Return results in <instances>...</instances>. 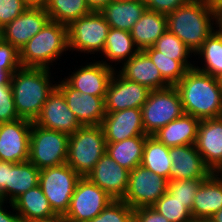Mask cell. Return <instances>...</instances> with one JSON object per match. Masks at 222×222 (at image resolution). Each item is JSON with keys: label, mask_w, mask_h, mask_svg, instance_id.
<instances>
[{"label": "cell", "mask_w": 222, "mask_h": 222, "mask_svg": "<svg viewBox=\"0 0 222 222\" xmlns=\"http://www.w3.org/2000/svg\"><path fill=\"white\" fill-rule=\"evenodd\" d=\"M166 18L167 31L175 34L194 54L215 30L216 11L207 0H192Z\"/></svg>", "instance_id": "2"}, {"label": "cell", "mask_w": 222, "mask_h": 222, "mask_svg": "<svg viewBox=\"0 0 222 222\" xmlns=\"http://www.w3.org/2000/svg\"><path fill=\"white\" fill-rule=\"evenodd\" d=\"M32 222H68L64 216L56 215L49 219H43V220H35Z\"/></svg>", "instance_id": "50"}, {"label": "cell", "mask_w": 222, "mask_h": 222, "mask_svg": "<svg viewBox=\"0 0 222 222\" xmlns=\"http://www.w3.org/2000/svg\"><path fill=\"white\" fill-rule=\"evenodd\" d=\"M80 178L67 163L40 170L39 186L56 215L66 214Z\"/></svg>", "instance_id": "8"}, {"label": "cell", "mask_w": 222, "mask_h": 222, "mask_svg": "<svg viewBox=\"0 0 222 222\" xmlns=\"http://www.w3.org/2000/svg\"><path fill=\"white\" fill-rule=\"evenodd\" d=\"M105 152L106 140L101 125L81 126L69 136L66 163L81 177H86Z\"/></svg>", "instance_id": "5"}, {"label": "cell", "mask_w": 222, "mask_h": 222, "mask_svg": "<svg viewBox=\"0 0 222 222\" xmlns=\"http://www.w3.org/2000/svg\"><path fill=\"white\" fill-rule=\"evenodd\" d=\"M9 177V162L0 161V198L6 201V184Z\"/></svg>", "instance_id": "44"}, {"label": "cell", "mask_w": 222, "mask_h": 222, "mask_svg": "<svg viewBox=\"0 0 222 222\" xmlns=\"http://www.w3.org/2000/svg\"><path fill=\"white\" fill-rule=\"evenodd\" d=\"M199 222H214L211 218L199 220Z\"/></svg>", "instance_id": "54"}, {"label": "cell", "mask_w": 222, "mask_h": 222, "mask_svg": "<svg viewBox=\"0 0 222 222\" xmlns=\"http://www.w3.org/2000/svg\"><path fill=\"white\" fill-rule=\"evenodd\" d=\"M141 112L145 134L148 136H153L160 128L185 113L175 86L150 90Z\"/></svg>", "instance_id": "6"}, {"label": "cell", "mask_w": 222, "mask_h": 222, "mask_svg": "<svg viewBox=\"0 0 222 222\" xmlns=\"http://www.w3.org/2000/svg\"><path fill=\"white\" fill-rule=\"evenodd\" d=\"M147 136H134L116 143H106V152L120 166L131 171L141 165Z\"/></svg>", "instance_id": "29"}, {"label": "cell", "mask_w": 222, "mask_h": 222, "mask_svg": "<svg viewBox=\"0 0 222 222\" xmlns=\"http://www.w3.org/2000/svg\"><path fill=\"white\" fill-rule=\"evenodd\" d=\"M167 31L166 14L145 10L130 31L139 50L151 47Z\"/></svg>", "instance_id": "27"}, {"label": "cell", "mask_w": 222, "mask_h": 222, "mask_svg": "<svg viewBox=\"0 0 222 222\" xmlns=\"http://www.w3.org/2000/svg\"><path fill=\"white\" fill-rule=\"evenodd\" d=\"M0 67L5 70H18L21 67L19 51L0 37Z\"/></svg>", "instance_id": "41"}, {"label": "cell", "mask_w": 222, "mask_h": 222, "mask_svg": "<svg viewBox=\"0 0 222 222\" xmlns=\"http://www.w3.org/2000/svg\"><path fill=\"white\" fill-rule=\"evenodd\" d=\"M159 69L162 77L175 86L185 75L187 69L175 57L157 56V50L151 46L143 50Z\"/></svg>", "instance_id": "35"}, {"label": "cell", "mask_w": 222, "mask_h": 222, "mask_svg": "<svg viewBox=\"0 0 222 222\" xmlns=\"http://www.w3.org/2000/svg\"><path fill=\"white\" fill-rule=\"evenodd\" d=\"M215 22H216L215 25L217 27L216 30L222 36V9L216 11V20H215Z\"/></svg>", "instance_id": "49"}, {"label": "cell", "mask_w": 222, "mask_h": 222, "mask_svg": "<svg viewBox=\"0 0 222 222\" xmlns=\"http://www.w3.org/2000/svg\"><path fill=\"white\" fill-rule=\"evenodd\" d=\"M215 11L222 9V0H207Z\"/></svg>", "instance_id": "51"}, {"label": "cell", "mask_w": 222, "mask_h": 222, "mask_svg": "<svg viewBox=\"0 0 222 222\" xmlns=\"http://www.w3.org/2000/svg\"><path fill=\"white\" fill-rule=\"evenodd\" d=\"M139 51L130 32L110 28L102 53L112 63L123 64Z\"/></svg>", "instance_id": "31"}, {"label": "cell", "mask_w": 222, "mask_h": 222, "mask_svg": "<svg viewBox=\"0 0 222 222\" xmlns=\"http://www.w3.org/2000/svg\"><path fill=\"white\" fill-rule=\"evenodd\" d=\"M45 9L51 21L65 26L92 12L85 0H48Z\"/></svg>", "instance_id": "32"}, {"label": "cell", "mask_w": 222, "mask_h": 222, "mask_svg": "<svg viewBox=\"0 0 222 222\" xmlns=\"http://www.w3.org/2000/svg\"><path fill=\"white\" fill-rule=\"evenodd\" d=\"M152 207L169 222H192L194 220L185 204L173 198L168 192L161 196Z\"/></svg>", "instance_id": "36"}, {"label": "cell", "mask_w": 222, "mask_h": 222, "mask_svg": "<svg viewBox=\"0 0 222 222\" xmlns=\"http://www.w3.org/2000/svg\"><path fill=\"white\" fill-rule=\"evenodd\" d=\"M67 28L70 51L87 54L103 52L110 26L100 12L92 11L73 21Z\"/></svg>", "instance_id": "9"}, {"label": "cell", "mask_w": 222, "mask_h": 222, "mask_svg": "<svg viewBox=\"0 0 222 222\" xmlns=\"http://www.w3.org/2000/svg\"><path fill=\"white\" fill-rule=\"evenodd\" d=\"M27 8L23 0H0V30Z\"/></svg>", "instance_id": "40"}, {"label": "cell", "mask_w": 222, "mask_h": 222, "mask_svg": "<svg viewBox=\"0 0 222 222\" xmlns=\"http://www.w3.org/2000/svg\"><path fill=\"white\" fill-rule=\"evenodd\" d=\"M153 47L157 50V56L175 57L187 70L194 67L188 61L192 51L175 34L166 31L155 42ZM191 53V54H190Z\"/></svg>", "instance_id": "34"}, {"label": "cell", "mask_w": 222, "mask_h": 222, "mask_svg": "<svg viewBox=\"0 0 222 222\" xmlns=\"http://www.w3.org/2000/svg\"><path fill=\"white\" fill-rule=\"evenodd\" d=\"M211 219L214 222H222V209H220L218 212H216Z\"/></svg>", "instance_id": "52"}, {"label": "cell", "mask_w": 222, "mask_h": 222, "mask_svg": "<svg viewBox=\"0 0 222 222\" xmlns=\"http://www.w3.org/2000/svg\"><path fill=\"white\" fill-rule=\"evenodd\" d=\"M17 70H5L3 67H0V84H10L12 74Z\"/></svg>", "instance_id": "47"}, {"label": "cell", "mask_w": 222, "mask_h": 222, "mask_svg": "<svg viewBox=\"0 0 222 222\" xmlns=\"http://www.w3.org/2000/svg\"><path fill=\"white\" fill-rule=\"evenodd\" d=\"M133 222H169L152 206L140 207L133 211Z\"/></svg>", "instance_id": "43"}, {"label": "cell", "mask_w": 222, "mask_h": 222, "mask_svg": "<svg viewBox=\"0 0 222 222\" xmlns=\"http://www.w3.org/2000/svg\"><path fill=\"white\" fill-rule=\"evenodd\" d=\"M146 9L158 13L169 14L192 0H144Z\"/></svg>", "instance_id": "42"}, {"label": "cell", "mask_w": 222, "mask_h": 222, "mask_svg": "<svg viewBox=\"0 0 222 222\" xmlns=\"http://www.w3.org/2000/svg\"><path fill=\"white\" fill-rule=\"evenodd\" d=\"M204 179H178L168 181L167 192L173 197L185 204V207L191 212L195 194L198 191Z\"/></svg>", "instance_id": "37"}, {"label": "cell", "mask_w": 222, "mask_h": 222, "mask_svg": "<svg viewBox=\"0 0 222 222\" xmlns=\"http://www.w3.org/2000/svg\"><path fill=\"white\" fill-rule=\"evenodd\" d=\"M195 54L202 57L204 67L194 66V68L213 77H217L222 73V36L216 29Z\"/></svg>", "instance_id": "33"}, {"label": "cell", "mask_w": 222, "mask_h": 222, "mask_svg": "<svg viewBox=\"0 0 222 222\" xmlns=\"http://www.w3.org/2000/svg\"><path fill=\"white\" fill-rule=\"evenodd\" d=\"M67 26L49 20L19 51L21 67L46 68L68 51Z\"/></svg>", "instance_id": "4"}, {"label": "cell", "mask_w": 222, "mask_h": 222, "mask_svg": "<svg viewBox=\"0 0 222 222\" xmlns=\"http://www.w3.org/2000/svg\"><path fill=\"white\" fill-rule=\"evenodd\" d=\"M133 211L123 200H113L89 222H133Z\"/></svg>", "instance_id": "38"}, {"label": "cell", "mask_w": 222, "mask_h": 222, "mask_svg": "<svg viewBox=\"0 0 222 222\" xmlns=\"http://www.w3.org/2000/svg\"><path fill=\"white\" fill-rule=\"evenodd\" d=\"M39 177L40 170L29 160L21 163L9 162L6 201L13 203L24 192L39 185Z\"/></svg>", "instance_id": "28"}, {"label": "cell", "mask_w": 222, "mask_h": 222, "mask_svg": "<svg viewBox=\"0 0 222 222\" xmlns=\"http://www.w3.org/2000/svg\"><path fill=\"white\" fill-rule=\"evenodd\" d=\"M33 123L41 128L55 130L69 136L82 126L57 87L49 94Z\"/></svg>", "instance_id": "14"}, {"label": "cell", "mask_w": 222, "mask_h": 222, "mask_svg": "<svg viewBox=\"0 0 222 222\" xmlns=\"http://www.w3.org/2000/svg\"><path fill=\"white\" fill-rule=\"evenodd\" d=\"M91 11H101L112 0H85Z\"/></svg>", "instance_id": "46"}, {"label": "cell", "mask_w": 222, "mask_h": 222, "mask_svg": "<svg viewBox=\"0 0 222 222\" xmlns=\"http://www.w3.org/2000/svg\"><path fill=\"white\" fill-rule=\"evenodd\" d=\"M145 10L144 0H112L99 12L110 28L130 32Z\"/></svg>", "instance_id": "24"}, {"label": "cell", "mask_w": 222, "mask_h": 222, "mask_svg": "<svg viewBox=\"0 0 222 222\" xmlns=\"http://www.w3.org/2000/svg\"><path fill=\"white\" fill-rule=\"evenodd\" d=\"M50 69L20 67L12 74L11 88L16 112L21 119L34 122L56 84L51 83Z\"/></svg>", "instance_id": "3"}, {"label": "cell", "mask_w": 222, "mask_h": 222, "mask_svg": "<svg viewBox=\"0 0 222 222\" xmlns=\"http://www.w3.org/2000/svg\"><path fill=\"white\" fill-rule=\"evenodd\" d=\"M200 120L184 113L160 128L153 136L167 147L195 144Z\"/></svg>", "instance_id": "25"}, {"label": "cell", "mask_w": 222, "mask_h": 222, "mask_svg": "<svg viewBox=\"0 0 222 222\" xmlns=\"http://www.w3.org/2000/svg\"><path fill=\"white\" fill-rule=\"evenodd\" d=\"M69 135L32 122L29 161L39 170L66 163Z\"/></svg>", "instance_id": "7"}, {"label": "cell", "mask_w": 222, "mask_h": 222, "mask_svg": "<svg viewBox=\"0 0 222 222\" xmlns=\"http://www.w3.org/2000/svg\"><path fill=\"white\" fill-rule=\"evenodd\" d=\"M141 165L170 181L172 160L169 155V147L154 136H147Z\"/></svg>", "instance_id": "30"}, {"label": "cell", "mask_w": 222, "mask_h": 222, "mask_svg": "<svg viewBox=\"0 0 222 222\" xmlns=\"http://www.w3.org/2000/svg\"><path fill=\"white\" fill-rule=\"evenodd\" d=\"M24 4L28 8H42L45 9L48 3V0H23Z\"/></svg>", "instance_id": "48"}, {"label": "cell", "mask_w": 222, "mask_h": 222, "mask_svg": "<svg viewBox=\"0 0 222 222\" xmlns=\"http://www.w3.org/2000/svg\"><path fill=\"white\" fill-rule=\"evenodd\" d=\"M32 122L17 119L0 124V161L21 163L29 160Z\"/></svg>", "instance_id": "12"}, {"label": "cell", "mask_w": 222, "mask_h": 222, "mask_svg": "<svg viewBox=\"0 0 222 222\" xmlns=\"http://www.w3.org/2000/svg\"><path fill=\"white\" fill-rule=\"evenodd\" d=\"M117 74V75H116ZM150 90L139 83L129 81L114 71L107 86L105 112H116L129 108L141 109Z\"/></svg>", "instance_id": "13"}, {"label": "cell", "mask_w": 222, "mask_h": 222, "mask_svg": "<svg viewBox=\"0 0 222 222\" xmlns=\"http://www.w3.org/2000/svg\"><path fill=\"white\" fill-rule=\"evenodd\" d=\"M56 83V87L62 92L69 109L82 126L101 125L105 112V97L93 96L82 93L72 88L64 79Z\"/></svg>", "instance_id": "15"}, {"label": "cell", "mask_w": 222, "mask_h": 222, "mask_svg": "<svg viewBox=\"0 0 222 222\" xmlns=\"http://www.w3.org/2000/svg\"><path fill=\"white\" fill-rule=\"evenodd\" d=\"M19 119L10 84H0V124Z\"/></svg>", "instance_id": "39"}, {"label": "cell", "mask_w": 222, "mask_h": 222, "mask_svg": "<svg viewBox=\"0 0 222 222\" xmlns=\"http://www.w3.org/2000/svg\"><path fill=\"white\" fill-rule=\"evenodd\" d=\"M115 67L105 61L90 62L81 66L71 76L64 80L75 90L93 96L105 97L107 86L113 75Z\"/></svg>", "instance_id": "19"}, {"label": "cell", "mask_w": 222, "mask_h": 222, "mask_svg": "<svg viewBox=\"0 0 222 222\" xmlns=\"http://www.w3.org/2000/svg\"><path fill=\"white\" fill-rule=\"evenodd\" d=\"M170 180L206 179L212 171L205 165L195 144L169 147Z\"/></svg>", "instance_id": "21"}, {"label": "cell", "mask_w": 222, "mask_h": 222, "mask_svg": "<svg viewBox=\"0 0 222 222\" xmlns=\"http://www.w3.org/2000/svg\"><path fill=\"white\" fill-rule=\"evenodd\" d=\"M122 66L121 70L117 72L127 80L144 85L149 90L164 89L171 86L143 50L133 55Z\"/></svg>", "instance_id": "22"}, {"label": "cell", "mask_w": 222, "mask_h": 222, "mask_svg": "<svg viewBox=\"0 0 222 222\" xmlns=\"http://www.w3.org/2000/svg\"><path fill=\"white\" fill-rule=\"evenodd\" d=\"M205 165L222 172V117L200 120L195 143Z\"/></svg>", "instance_id": "18"}, {"label": "cell", "mask_w": 222, "mask_h": 222, "mask_svg": "<svg viewBox=\"0 0 222 222\" xmlns=\"http://www.w3.org/2000/svg\"><path fill=\"white\" fill-rule=\"evenodd\" d=\"M4 203L6 202H1L0 203V222H23L22 219L20 218V216L15 213L12 212H7V209L5 210L4 207ZM12 213V214H11Z\"/></svg>", "instance_id": "45"}, {"label": "cell", "mask_w": 222, "mask_h": 222, "mask_svg": "<svg viewBox=\"0 0 222 222\" xmlns=\"http://www.w3.org/2000/svg\"><path fill=\"white\" fill-rule=\"evenodd\" d=\"M101 127L106 143H116L134 136H148L145 134L141 109L137 108L106 112Z\"/></svg>", "instance_id": "20"}, {"label": "cell", "mask_w": 222, "mask_h": 222, "mask_svg": "<svg viewBox=\"0 0 222 222\" xmlns=\"http://www.w3.org/2000/svg\"><path fill=\"white\" fill-rule=\"evenodd\" d=\"M9 204L14 209L13 212H17L23 222L49 219L56 216L39 185L24 192L13 203Z\"/></svg>", "instance_id": "26"}, {"label": "cell", "mask_w": 222, "mask_h": 222, "mask_svg": "<svg viewBox=\"0 0 222 222\" xmlns=\"http://www.w3.org/2000/svg\"><path fill=\"white\" fill-rule=\"evenodd\" d=\"M49 20L46 9L27 8L0 30V37L20 51Z\"/></svg>", "instance_id": "17"}, {"label": "cell", "mask_w": 222, "mask_h": 222, "mask_svg": "<svg viewBox=\"0 0 222 222\" xmlns=\"http://www.w3.org/2000/svg\"><path fill=\"white\" fill-rule=\"evenodd\" d=\"M175 87L186 114L199 120L222 117V89L216 77L193 67Z\"/></svg>", "instance_id": "1"}, {"label": "cell", "mask_w": 222, "mask_h": 222, "mask_svg": "<svg viewBox=\"0 0 222 222\" xmlns=\"http://www.w3.org/2000/svg\"><path fill=\"white\" fill-rule=\"evenodd\" d=\"M129 175V170L105 152L86 177L114 200H122L127 192Z\"/></svg>", "instance_id": "16"}, {"label": "cell", "mask_w": 222, "mask_h": 222, "mask_svg": "<svg viewBox=\"0 0 222 222\" xmlns=\"http://www.w3.org/2000/svg\"><path fill=\"white\" fill-rule=\"evenodd\" d=\"M113 200L87 177H81L76 184L64 217L68 222H89Z\"/></svg>", "instance_id": "10"}, {"label": "cell", "mask_w": 222, "mask_h": 222, "mask_svg": "<svg viewBox=\"0 0 222 222\" xmlns=\"http://www.w3.org/2000/svg\"><path fill=\"white\" fill-rule=\"evenodd\" d=\"M216 78H217V81H218V84H219L220 88L222 89V73L219 74Z\"/></svg>", "instance_id": "53"}, {"label": "cell", "mask_w": 222, "mask_h": 222, "mask_svg": "<svg viewBox=\"0 0 222 222\" xmlns=\"http://www.w3.org/2000/svg\"><path fill=\"white\" fill-rule=\"evenodd\" d=\"M168 190V180L138 165L130 171L127 192L122 199L132 209L151 207Z\"/></svg>", "instance_id": "11"}, {"label": "cell", "mask_w": 222, "mask_h": 222, "mask_svg": "<svg viewBox=\"0 0 222 222\" xmlns=\"http://www.w3.org/2000/svg\"><path fill=\"white\" fill-rule=\"evenodd\" d=\"M222 209V173L212 172L201 183L192 205V218L209 219Z\"/></svg>", "instance_id": "23"}]
</instances>
